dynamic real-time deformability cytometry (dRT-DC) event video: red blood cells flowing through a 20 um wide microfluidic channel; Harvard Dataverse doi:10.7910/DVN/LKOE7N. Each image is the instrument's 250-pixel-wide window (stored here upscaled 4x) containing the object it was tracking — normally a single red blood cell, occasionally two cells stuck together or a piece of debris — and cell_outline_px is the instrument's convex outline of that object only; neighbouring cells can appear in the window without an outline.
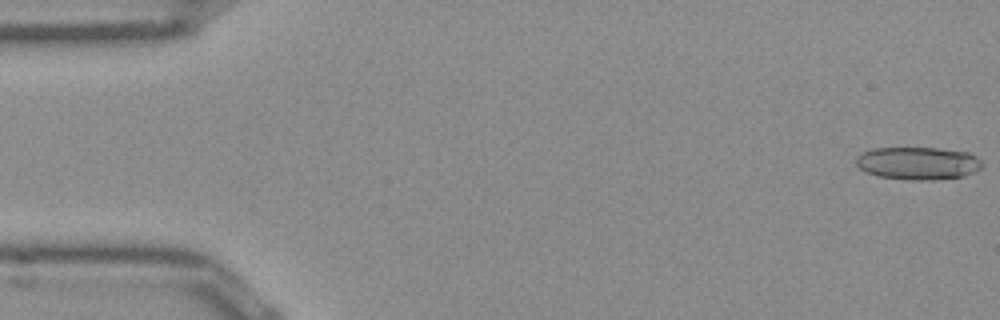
{"species": "Egyptian fruit bat (a non-hibernating species)", "species_latin": "Rousettus aegyptiacus", "temperature_condition": "room temperature", "stored_images_in_passage": 13, "camera_frame_rate_fps": 3000, "um_per_image_px": 0.085, "frame": {"image": 1, "passage_image": 1, "time_ms": 0.0, "image_size_px": [1000, 320], "cell_outline_px": [[984, 164], [980, 168], [964, 176], [932, 180], [908, 180], [880, 176], [864, 172], [856, 164], [856, 156], [860, 152], [872, 148], [936, 148], [968, 152], [976, 156]], "centroid_in_image_um": [77.99, 13.87], "position_along_channel_um": 7.0, "area_um2": 24.16}}